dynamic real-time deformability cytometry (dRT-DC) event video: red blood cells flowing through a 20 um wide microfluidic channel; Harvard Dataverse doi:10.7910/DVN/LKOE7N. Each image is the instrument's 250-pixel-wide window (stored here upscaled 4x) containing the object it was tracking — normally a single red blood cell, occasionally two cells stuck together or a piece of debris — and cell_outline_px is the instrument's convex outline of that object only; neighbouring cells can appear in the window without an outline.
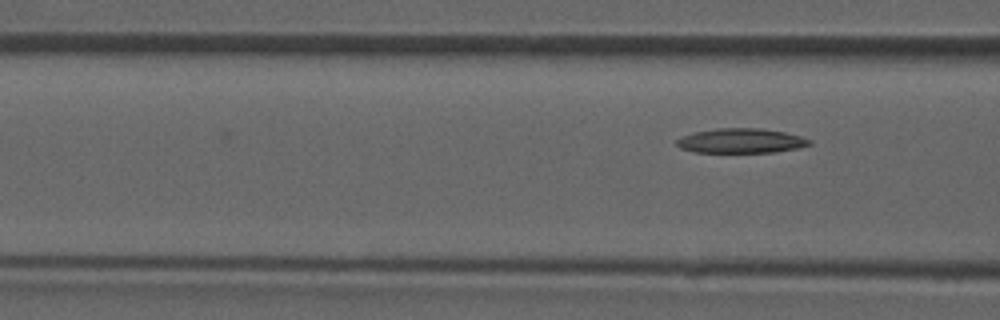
{"species": "common noctule bat (a hibernating species)", "species_latin": "Nyctalus noctula", "temperature_condition": "room temperature", "stored_images_in_passage": 5, "camera_frame_rate_fps": 3000, "um_per_image_px": 0.085, "animal": {"sex": "male", "forearm_length_mm": 52.5}, "frame": {"image": 1, "passage_image": 5, "time_ms": 4.667, "image_size_px": [1000, 320], "cell_outline_px": [[812, 144], [796, 148], [776, 152], [692, 152], [680, 148], [676, 144], [676, 140], [692, 132], [716, 128], [760, 128], [784, 132], [800, 136], [812, 140]], "centroid_in_image_um": [62.97, 11.96], "position_along_channel_um": 103.6, "area_um2": 19.07}}